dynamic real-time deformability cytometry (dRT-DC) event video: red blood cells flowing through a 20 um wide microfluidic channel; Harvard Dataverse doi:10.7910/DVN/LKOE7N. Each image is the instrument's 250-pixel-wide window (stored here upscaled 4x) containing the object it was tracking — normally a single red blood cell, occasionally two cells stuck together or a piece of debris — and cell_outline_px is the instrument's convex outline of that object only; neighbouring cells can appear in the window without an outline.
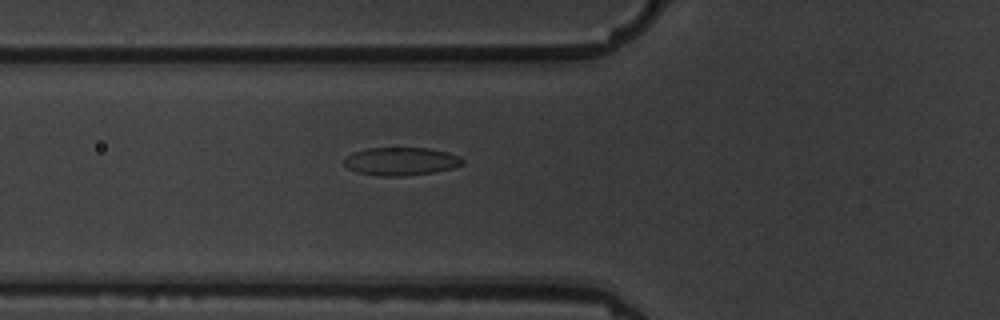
{"species": "common noctule bat (a hibernating species)", "species_latin": "Nyctalus noctula", "temperature_condition": "warm", "stored_images_in_passage": 6, "camera_frame_rate_fps": 3000, "um_per_image_px": 0.085, "animal": {"sex": "male", "body_mass_g": 19.5, "forearm_length_mm": 54.6}, "frame": {"image": 1, "passage_image": 6, "time_ms": 6.667, "image_size_px": [1000, 320], "cell_outline_px": [[464, 164], [452, 168], [432, 172], [404, 176], [384, 176], [356, 172], [348, 168], [344, 164], [344, 160], [352, 152], [364, 148], [428, 148], [448, 152], [460, 156], [464, 160]], "centroid_in_image_um": [34.09, 13.7], "position_along_channel_um": 91.7, "area_um2": 19.36}}